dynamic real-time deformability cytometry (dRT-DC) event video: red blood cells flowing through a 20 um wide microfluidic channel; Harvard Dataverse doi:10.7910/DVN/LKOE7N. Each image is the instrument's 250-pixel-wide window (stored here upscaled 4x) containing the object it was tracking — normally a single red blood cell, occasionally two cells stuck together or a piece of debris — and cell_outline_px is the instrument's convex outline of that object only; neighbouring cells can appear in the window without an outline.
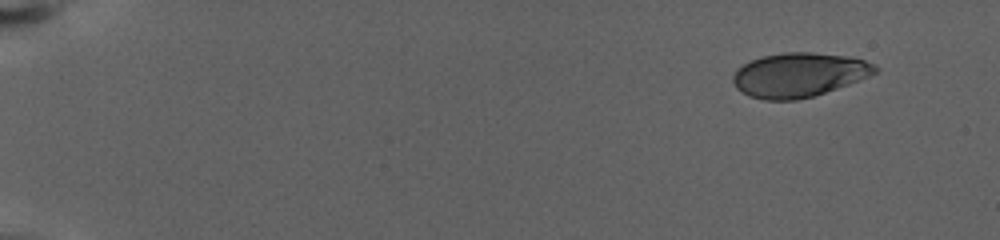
{"species": "human", "species_latin": "Homo sapiens", "temperature_condition": "warm", "stored_images_in_passage": 70, "camera_frame_rate_fps": 3000, "um_per_image_px": 0.085, "donor": {"sex": "female"}, "frame": {"image": 1, "passage_image": 1, "time_ms": 0.0, "image_size_px": [1000, 240], "cell_outline_px": [[880, 68], [876, 72], [868, 76], [848, 84], [812, 96], [796, 100], [764, 100], [748, 96], [736, 88], [732, 80], [732, 76], [736, 68], [760, 56], [784, 52], [812, 52], [848, 56], [864, 60]], "centroid_in_image_um": [67.86, 6.36], "position_along_channel_um": 17.1, "area_um2": 36.59}}
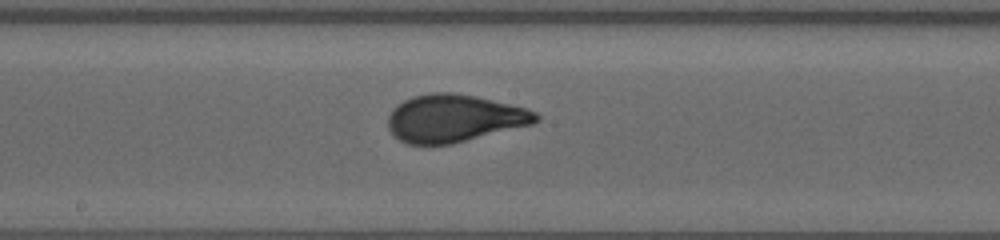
{"frame": {"image": 2, "passage_image": 38, "time_ms": 12.333, "image_size_px": [1000, 240], "cell_outline_px": [[540, 120], [532, 124], [452, 144], [408, 144], [392, 136], [388, 128], [388, 116], [392, 108], [396, 104], [412, 96], [432, 92], [452, 92], [476, 96], [528, 108], [536, 112], [540, 116]], "centroid_in_image_um": [38.59, 10.05], "position_along_channel_um": 209.6, "area_um2": 41.27}}
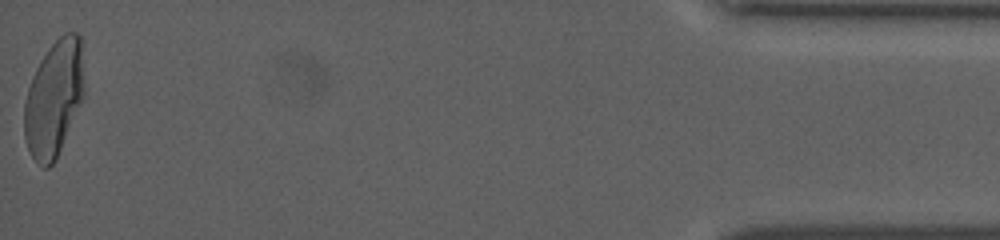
{"frame": {"image": 3, "passage_image": 70, "time_ms": 23.0, "image_size_px": [1000, 240], "cell_outline_px": [[84, 96], [56, 160], [48, 168], [44, 168], [36, 164], [28, 148], [24, 136], [24, 104], [28, 88], [36, 68], [40, 60], [48, 48], [64, 32], [76, 32], [80, 36], [84, 88]], "centroid_in_image_um": [4.58, 8.39], "position_along_channel_um": 430.6, "area_um2": 40.52}, "authors_computed_cell_mechanics": {"area_um2": 39.1017, "velocity_mm_per_s": 2.8314, "shape_relaxation_time_tau1_ms": 7.4711, "shape_relaxation_time_tau2_ms": null, "deformation_change_tau1": 0.2363, "deformation_change_tau2": null}}